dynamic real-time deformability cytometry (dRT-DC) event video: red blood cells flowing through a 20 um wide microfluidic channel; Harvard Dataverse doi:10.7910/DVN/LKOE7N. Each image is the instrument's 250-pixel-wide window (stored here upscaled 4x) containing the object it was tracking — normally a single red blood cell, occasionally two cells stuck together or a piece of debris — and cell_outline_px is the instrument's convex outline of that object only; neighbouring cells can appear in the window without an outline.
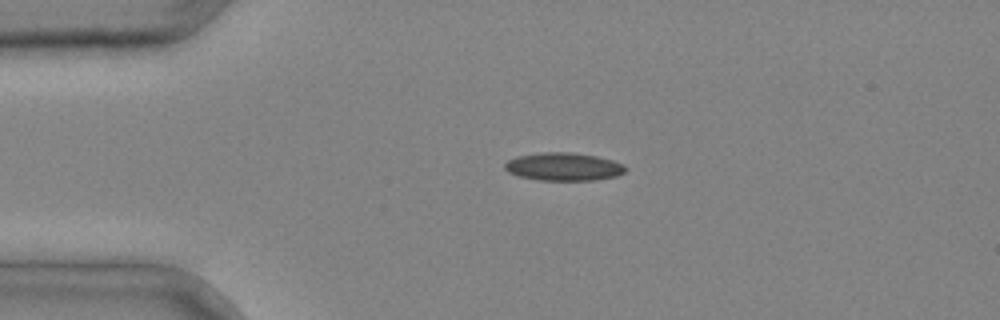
{"species": "common noctule bat (a hibernating species)", "species_latin": "Nyctalus noctula", "temperature_condition": "cold", "stored_images_in_passage": 3, "segment_of_instrument_passage": [1, 2], "camera_frame_rate_fps": 3000, "um_per_image_px": 0.085, "animal": {"sex": "male", "body_mass_g": 20.4}, "frame": {"image": 1, "passage_image": 1, "time_ms": 0.0, "image_size_px": [1000, 320], "cell_outline_px": [[628, 168], [624, 172], [616, 176], [596, 180], [540, 180], [520, 176], [508, 172], [504, 168], [504, 164], [508, 160], [516, 156], [540, 152], [572, 152], [596, 156], [612, 160], [624, 164]], "centroid_in_image_um": [47.91, 14.16], "position_along_channel_um": 37.1, "area_um2": 19.77}}